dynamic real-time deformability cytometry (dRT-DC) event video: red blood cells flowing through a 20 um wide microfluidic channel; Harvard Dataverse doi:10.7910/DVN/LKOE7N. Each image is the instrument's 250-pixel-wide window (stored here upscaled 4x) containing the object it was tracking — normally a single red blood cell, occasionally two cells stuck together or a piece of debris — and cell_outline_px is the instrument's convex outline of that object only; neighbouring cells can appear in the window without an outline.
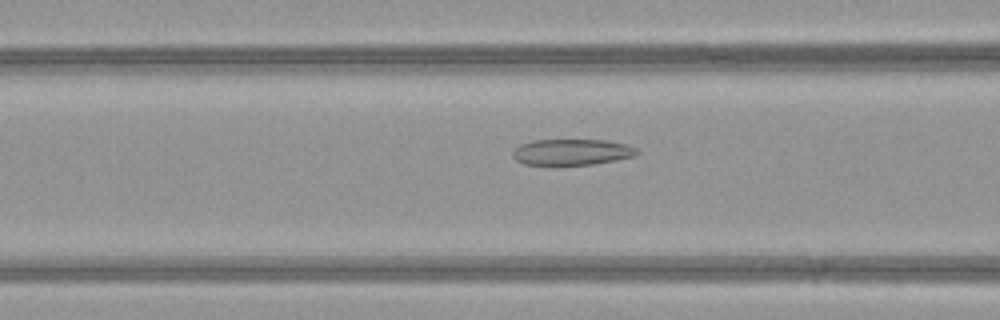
{"species": "common noctule bat (a hibernating species)", "species_latin": "Nyctalus noctula", "temperature_condition": "warm", "stored_images_in_passage": 51, "camera_frame_rate_fps": 3000, "um_per_image_px": 0.085, "animal": {"sex": "female", "body_mass_g": 21.9}, "frame": {"image": 1, "passage_image": 22, "time_ms": 7.0, "image_size_px": [1000, 320], "cell_outline_px": [[640, 152], [636, 156], [616, 160], [592, 164], [556, 168], [524, 164], [516, 160], [512, 156], [512, 152], [520, 144], [532, 140], [604, 140], [624, 144], [636, 148]], "centroid_in_image_um": [48.55, 12.97], "position_along_channel_um": 118.1, "area_um2": 19.65}}
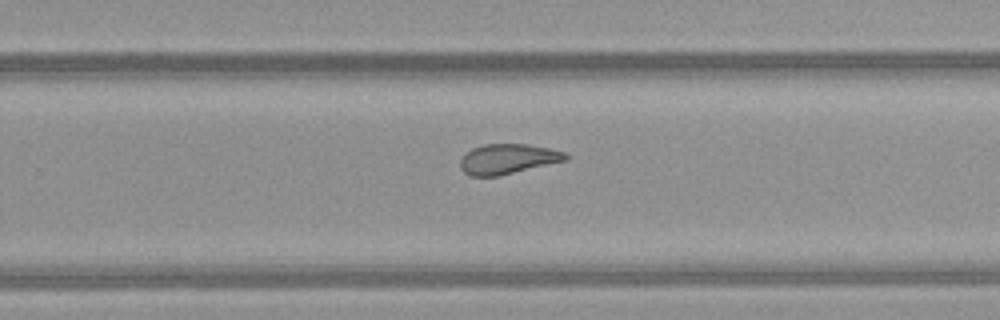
{"frame": {"image": 2, "passage_image": 34, "time_ms": 11.0, "image_size_px": [1000, 320], "cell_outline_px": [[568, 160], [500, 176], [472, 176], [464, 172], [460, 168], [460, 160], [472, 148], [484, 144], [528, 144], [548, 148], [564, 152], [568, 156]], "centroid_in_image_um": [43.17, 13.52], "position_along_channel_um": 286.6, "area_um2": 18.44}}
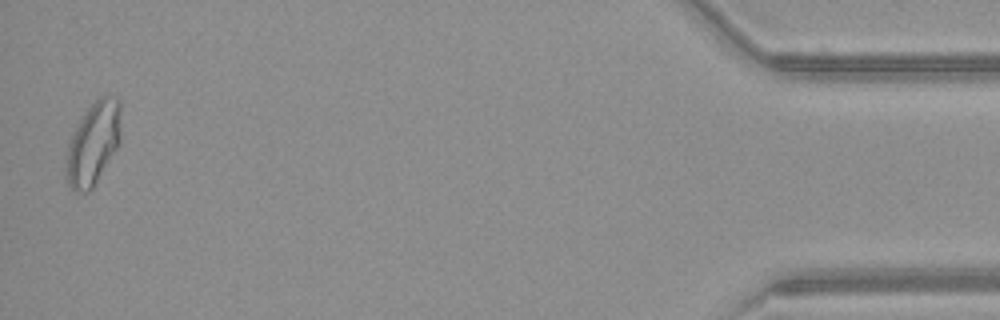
{"frame": {"image": 3, "passage_image": 50, "time_ms": 16.333, "image_size_px": [1000, 320], "cell_outline_px": [[120, 144], [92, 188], [88, 192], [76, 192], [68, 184], [64, 176], [64, 172], [68, 144], [80, 120], [88, 108], [100, 96], [116, 96], [120, 100]], "centroid_in_image_um": [7.92, 12.21], "position_along_channel_um": 427.3, "area_um2": 26.41}, "authors_computed_cell_mechanics": {"area_um2": 23.6402, "velocity_mm_per_s": 4.211, "shape_relaxation_time_tau1_ms": null, "shape_relaxation_time_tau2_ms": 1.3287, "deformation_change_tau1": null, "deformation_change_tau2": 0.076}}